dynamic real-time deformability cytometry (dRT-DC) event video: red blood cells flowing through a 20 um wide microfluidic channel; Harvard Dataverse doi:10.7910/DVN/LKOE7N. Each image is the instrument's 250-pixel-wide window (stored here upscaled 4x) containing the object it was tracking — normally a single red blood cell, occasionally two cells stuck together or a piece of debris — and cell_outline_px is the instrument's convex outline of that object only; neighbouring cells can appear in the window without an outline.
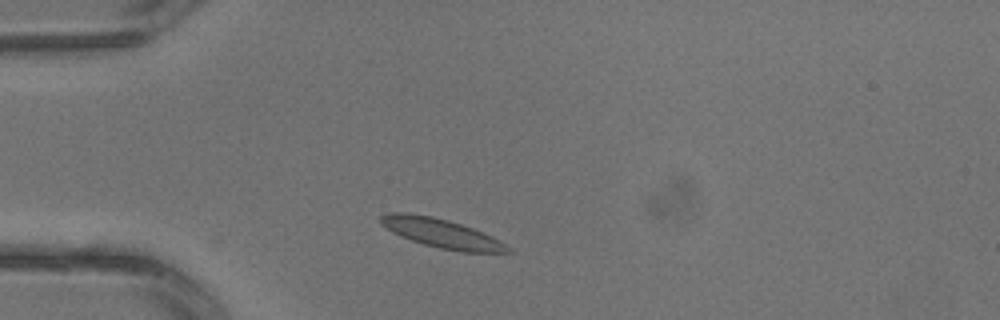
{"species": "common noctule bat (a hibernating species)", "species_latin": "Nyctalus noctula", "temperature_condition": "warm", "stored_images_in_passage": 1, "camera_frame_rate_fps": 3000, "um_per_image_px": 0.085, "animal": {"sex": "male", "body_mass_g": 13.3}, "frame": {"image": 1, "passage_image": 1, "time_ms": 0.0, "image_size_px": [1000, 320], "cell_outline_px": [[512, 252], [464, 252], [440, 248], [424, 244], [400, 236], [392, 232], [380, 224], [380, 216], [388, 212], [404, 212], [432, 216], [448, 220], [472, 228], [492, 236], [512, 248]], "centroid_in_image_um": [37.5, 19.82], "position_along_channel_um": 47.5, "area_um2": 21.39}}